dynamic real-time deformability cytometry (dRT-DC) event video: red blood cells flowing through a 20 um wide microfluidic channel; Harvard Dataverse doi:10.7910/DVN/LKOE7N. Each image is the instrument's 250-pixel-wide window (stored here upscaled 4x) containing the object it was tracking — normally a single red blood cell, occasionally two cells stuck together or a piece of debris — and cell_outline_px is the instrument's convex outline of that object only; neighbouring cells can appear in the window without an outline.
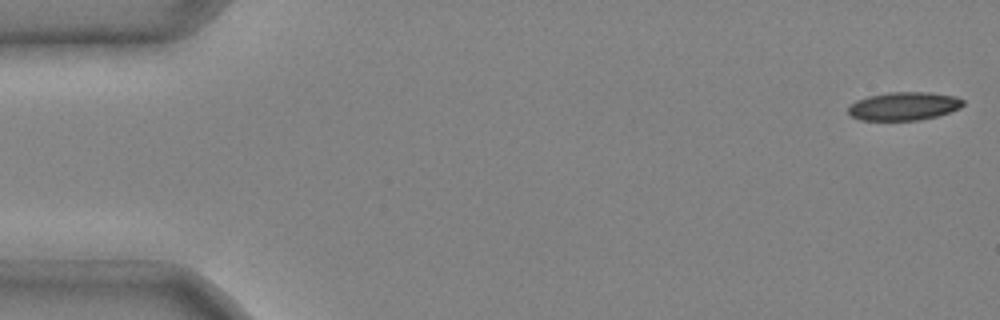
{"species": "common noctule bat (a hibernating species)", "species_latin": "Nyctalus noctula", "temperature_condition": "cold", "stored_images_in_passage": 5, "camera_frame_rate_fps": 3000, "um_per_image_px": 0.085, "animal": {"sex": "male", "body_mass_g": 20.4}, "frame": {"image": 1, "passage_image": 1, "time_ms": 0.0, "image_size_px": [1000, 320], "cell_outline_px": [[964, 104], [960, 108], [936, 116], [920, 120], [860, 120], [852, 116], [848, 112], [848, 108], [856, 100], [868, 96], [888, 92], [928, 92], [956, 96], [964, 100]], "centroid_in_image_um": [76.83, 9.02], "position_along_channel_um": 8.2, "area_um2": 18.9}}
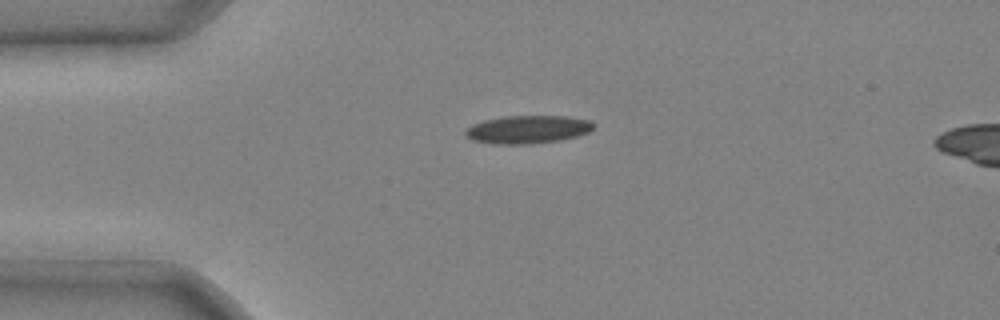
{"frame": {"image": 2, "passage_image": 4, "time_ms": 1.0, "image_size_px": [1000, 320], "cell_outline_px": [[596, 124], [588, 132], [576, 136], [560, 140], [528, 144], [492, 144], [472, 140], [464, 132], [472, 124], [484, 120], [504, 116], [568, 116], [592, 120]], "centroid_in_image_um": [44.88, 10.99], "position_along_channel_um": 40.1, "area_um2": 20.98}}